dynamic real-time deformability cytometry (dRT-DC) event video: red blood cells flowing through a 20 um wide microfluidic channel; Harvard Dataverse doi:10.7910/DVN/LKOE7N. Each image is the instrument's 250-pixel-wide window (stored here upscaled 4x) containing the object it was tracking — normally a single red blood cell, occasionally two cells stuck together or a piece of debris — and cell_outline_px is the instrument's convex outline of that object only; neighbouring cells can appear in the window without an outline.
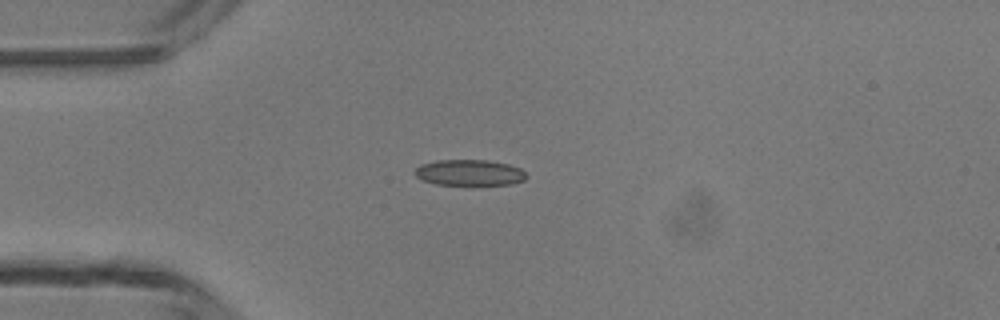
{"species": "common noctule bat (a hibernating species)", "species_latin": "Nyctalus noctula", "temperature_condition": "room temperature", "stored_images_in_passage": 4, "camera_frame_rate_fps": 3000, "um_per_image_px": 0.085, "animal": {"sex": "male", "body_mass_g": 13.3}, "frame": {"image": 1, "passage_image": 3, "time_ms": 2.333, "image_size_px": [1000, 320], "cell_outline_px": [[524, 180], [512, 184], [436, 184], [424, 180], [416, 176], [416, 168], [420, 164], [436, 160], [488, 160], [508, 164], [520, 168], [524, 172]], "centroid_in_image_um": [39.89, 14.66], "position_along_channel_um": 45.1, "area_um2": 16.53}}